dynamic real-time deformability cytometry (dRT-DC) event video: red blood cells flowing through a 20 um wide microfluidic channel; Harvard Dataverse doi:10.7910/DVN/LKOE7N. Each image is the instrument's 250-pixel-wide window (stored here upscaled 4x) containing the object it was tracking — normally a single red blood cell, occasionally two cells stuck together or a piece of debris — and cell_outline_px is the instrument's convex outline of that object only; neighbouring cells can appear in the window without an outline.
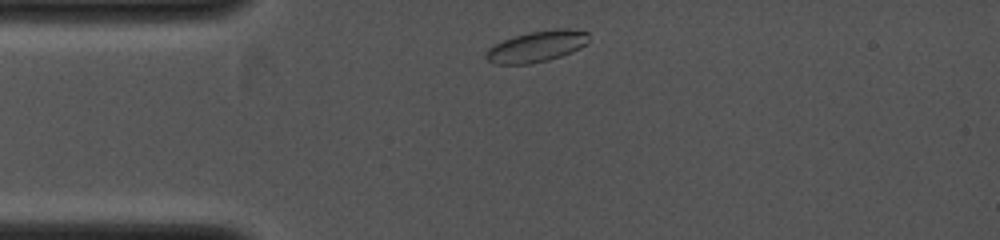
{"species": "common noctule bat (a hibernating species)", "species_latin": "Nyctalus noctula", "temperature_condition": "cold", "stored_images_in_passage": 8, "camera_frame_rate_fps": 4000, "um_per_image_px": 0.085, "animal": {"sex": "female", "body_mass_g": 19.0, "forearm_length_mm": 53.3}, "frame": {"image": 1, "passage_image": 1, "time_ms": 0.0, "image_size_px": [1000, 240], "cell_outline_px": [[588, 44], [580, 48], [560, 56], [548, 60], [528, 64], [492, 64], [484, 56], [484, 52], [488, 48], [504, 40], [528, 32], [556, 28], [568, 28], [588, 32]], "centroid_in_image_um": [45.62, 3.94], "position_along_channel_um": 39.4, "area_um2": 18.67}}
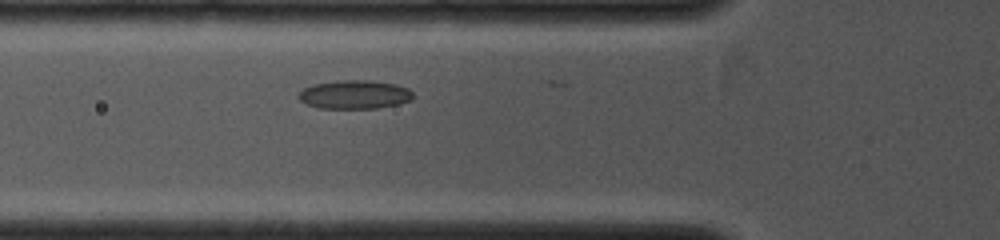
{"frame": {"image": 2, "passage_image": 6, "time_ms": 1.5, "image_size_px": [1000, 240], "cell_outline_px": [[412, 100], [400, 104], [376, 108], [320, 108], [308, 104], [300, 100], [296, 96], [304, 88], [312, 84], [340, 80], [372, 80], [396, 84], [408, 88], [412, 92]], "centroid_in_image_um": [30.15, 8.03], "position_along_channel_um": 95.6, "area_um2": 19.19}}